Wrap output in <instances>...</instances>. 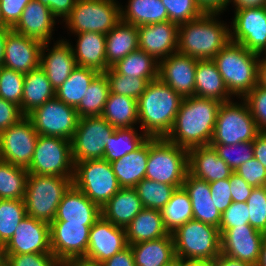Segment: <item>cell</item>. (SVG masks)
<instances>
[{
  "mask_svg": "<svg viewBox=\"0 0 266 266\" xmlns=\"http://www.w3.org/2000/svg\"><path fill=\"white\" fill-rule=\"evenodd\" d=\"M179 25L159 22L137 27L139 49L152 55L158 61L177 52Z\"/></svg>",
  "mask_w": 266,
  "mask_h": 266,
  "instance_id": "7402d4cb",
  "label": "cell"
},
{
  "mask_svg": "<svg viewBox=\"0 0 266 266\" xmlns=\"http://www.w3.org/2000/svg\"><path fill=\"white\" fill-rule=\"evenodd\" d=\"M121 7V21L137 27L169 20L161 0H129L125 9Z\"/></svg>",
  "mask_w": 266,
  "mask_h": 266,
  "instance_id": "8d00e7d4",
  "label": "cell"
},
{
  "mask_svg": "<svg viewBox=\"0 0 266 266\" xmlns=\"http://www.w3.org/2000/svg\"><path fill=\"white\" fill-rule=\"evenodd\" d=\"M27 169L0 159V199L24 200Z\"/></svg>",
  "mask_w": 266,
  "mask_h": 266,
  "instance_id": "7bdbcfd3",
  "label": "cell"
},
{
  "mask_svg": "<svg viewBox=\"0 0 266 266\" xmlns=\"http://www.w3.org/2000/svg\"><path fill=\"white\" fill-rule=\"evenodd\" d=\"M109 82L111 93L129 96L135 100L144 93L149 81L116 73L111 67L104 72Z\"/></svg>",
  "mask_w": 266,
  "mask_h": 266,
  "instance_id": "bcb514c9",
  "label": "cell"
},
{
  "mask_svg": "<svg viewBox=\"0 0 266 266\" xmlns=\"http://www.w3.org/2000/svg\"><path fill=\"white\" fill-rule=\"evenodd\" d=\"M116 0H76L64 20L73 34L97 32L107 34L121 21V5Z\"/></svg>",
  "mask_w": 266,
  "mask_h": 266,
  "instance_id": "30bf717a",
  "label": "cell"
},
{
  "mask_svg": "<svg viewBox=\"0 0 266 266\" xmlns=\"http://www.w3.org/2000/svg\"><path fill=\"white\" fill-rule=\"evenodd\" d=\"M135 266H164L176 258L172 234L130 245Z\"/></svg>",
  "mask_w": 266,
  "mask_h": 266,
  "instance_id": "d6a6232c",
  "label": "cell"
},
{
  "mask_svg": "<svg viewBox=\"0 0 266 266\" xmlns=\"http://www.w3.org/2000/svg\"><path fill=\"white\" fill-rule=\"evenodd\" d=\"M99 74L98 71L77 66L68 79L55 90V97L66 105L77 107L85 97V93L92 80Z\"/></svg>",
  "mask_w": 266,
  "mask_h": 266,
  "instance_id": "f35d334b",
  "label": "cell"
},
{
  "mask_svg": "<svg viewBox=\"0 0 266 266\" xmlns=\"http://www.w3.org/2000/svg\"><path fill=\"white\" fill-rule=\"evenodd\" d=\"M197 59L178 51L159 61V79L182 98L195 95Z\"/></svg>",
  "mask_w": 266,
  "mask_h": 266,
  "instance_id": "ffe728a7",
  "label": "cell"
},
{
  "mask_svg": "<svg viewBox=\"0 0 266 266\" xmlns=\"http://www.w3.org/2000/svg\"><path fill=\"white\" fill-rule=\"evenodd\" d=\"M27 215L24 200L0 199V244L5 245Z\"/></svg>",
  "mask_w": 266,
  "mask_h": 266,
  "instance_id": "f6af8a7d",
  "label": "cell"
},
{
  "mask_svg": "<svg viewBox=\"0 0 266 266\" xmlns=\"http://www.w3.org/2000/svg\"><path fill=\"white\" fill-rule=\"evenodd\" d=\"M188 173V150L165 137H149L145 178L180 188Z\"/></svg>",
  "mask_w": 266,
  "mask_h": 266,
  "instance_id": "8992f818",
  "label": "cell"
},
{
  "mask_svg": "<svg viewBox=\"0 0 266 266\" xmlns=\"http://www.w3.org/2000/svg\"><path fill=\"white\" fill-rule=\"evenodd\" d=\"M41 4L47 6L57 19L63 18V21L69 16L74 8L76 0H38Z\"/></svg>",
  "mask_w": 266,
  "mask_h": 266,
  "instance_id": "94428289",
  "label": "cell"
},
{
  "mask_svg": "<svg viewBox=\"0 0 266 266\" xmlns=\"http://www.w3.org/2000/svg\"><path fill=\"white\" fill-rule=\"evenodd\" d=\"M171 234L177 258L213 262L221 253L220 232L213 225L192 219Z\"/></svg>",
  "mask_w": 266,
  "mask_h": 266,
  "instance_id": "52a82bcc",
  "label": "cell"
},
{
  "mask_svg": "<svg viewBox=\"0 0 266 266\" xmlns=\"http://www.w3.org/2000/svg\"><path fill=\"white\" fill-rule=\"evenodd\" d=\"M111 68L124 76L144 78L149 82L159 77V61L140 49L117 61Z\"/></svg>",
  "mask_w": 266,
  "mask_h": 266,
  "instance_id": "74e56055",
  "label": "cell"
},
{
  "mask_svg": "<svg viewBox=\"0 0 266 266\" xmlns=\"http://www.w3.org/2000/svg\"><path fill=\"white\" fill-rule=\"evenodd\" d=\"M128 246L125 228L100 216L89 230L87 252L83 259L101 264Z\"/></svg>",
  "mask_w": 266,
  "mask_h": 266,
  "instance_id": "e0dca14e",
  "label": "cell"
},
{
  "mask_svg": "<svg viewBox=\"0 0 266 266\" xmlns=\"http://www.w3.org/2000/svg\"><path fill=\"white\" fill-rule=\"evenodd\" d=\"M134 189L144 208L161 210L177 188L174 185L143 178Z\"/></svg>",
  "mask_w": 266,
  "mask_h": 266,
  "instance_id": "ee69618b",
  "label": "cell"
},
{
  "mask_svg": "<svg viewBox=\"0 0 266 266\" xmlns=\"http://www.w3.org/2000/svg\"><path fill=\"white\" fill-rule=\"evenodd\" d=\"M101 116L115 129L135 127L139 122L137 100L109 92Z\"/></svg>",
  "mask_w": 266,
  "mask_h": 266,
  "instance_id": "d590c367",
  "label": "cell"
},
{
  "mask_svg": "<svg viewBox=\"0 0 266 266\" xmlns=\"http://www.w3.org/2000/svg\"><path fill=\"white\" fill-rule=\"evenodd\" d=\"M115 130L102 116L79 118L71 139L74 164L84 160L103 159L105 146Z\"/></svg>",
  "mask_w": 266,
  "mask_h": 266,
  "instance_id": "7c38bea8",
  "label": "cell"
},
{
  "mask_svg": "<svg viewBox=\"0 0 266 266\" xmlns=\"http://www.w3.org/2000/svg\"><path fill=\"white\" fill-rule=\"evenodd\" d=\"M260 56L230 41L212 59L232 96L242 99L258 85Z\"/></svg>",
  "mask_w": 266,
  "mask_h": 266,
  "instance_id": "277c9868",
  "label": "cell"
},
{
  "mask_svg": "<svg viewBox=\"0 0 266 266\" xmlns=\"http://www.w3.org/2000/svg\"><path fill=\"white\" fill-rule=\"evenodd\" d=\"M73 185V177L28 174L24 196L28 216L51 223L64 194Z\"/></svg>",
  "mask_w": 266,
  "mask_h": 266,
  "instance_id": "5b68a950",
  "label": "cell"
},
{
  "mask_svg": "<svg viewBox=\"0 0 266 266\" xmlns=\"http://www.w3.org/2000/svg\"><path fill=\"white\" fill-rule=\"evenodd\" d=\"M138 49V30L135 25L119 21L106 34V61L109 67Z\"/></svg>",
  "mask_w": 266,
  "mask_h": 266,
  "instance_id": "836d02e7",
  "label": "cell"
},
{
  "mask_svg": "<svg viewBox=\"0 0 266 266\" xmlns=\"http://www.w3.org/2000/svg\"><path fill=\"white\" fill-rule=\"evenodd\" d=\"M56 18L50 9L38 0H31L24 8L19 21L11 28L15 32L42 43L50 42Z\"/></svg>",
  "mask_w": 266,
  "mask_h": 266,
  "instance_id": "cb8c5ba5",
  "label": "cell"
},
{
  "mask_svg": "<svg viewBox=\"0 0 266 266\" xmlns=\"http://www.w3.org/2000/svg\"><path fill=\"white\" fill-rule=\"evenodd\" d=\"M71 141L61 137L38 136L27 171L46 176H74Z\"/></svg>",
  "mask_w": 266,
  "mask_h": 266,
  "instance_id": "8fae6325",
  "label": "cell"
},
{
  "mask_svg": "<svg viewBox=\"0 0 266 266\" xmlns=\"http://www.w3.org/2000/svg\"><path fill=\"white\" fill-rule=\"evenodd\" d=\"M0 26H7V25L3 22V17H2L1 9H0Z\"/></svg>",
  "mask_w": 266,
  "mask_h": 266,
  "instance_id": "2a66077c",
  "label": "cell"
},
{
  "mask_svg": "<svg viewBox=\"0 0 266 266\" xmlns=\"http://www.w3.org/2000/svg\"><path fill=\"white\" fill-rule=\"evenodd\" d=\"M136 128L116 129L105 146L104 160L113 162L138 149L149 137Z\"/></svg>",
  "mask_w": 266,
  "mask_h": 266,
  "instance_id": "60d3db41",
  "label": "cell"
},
{
  "mask_svg": "<svg viewBox=\"0 0 266 266\" xmlns=\"http://www.w3.org/2000/svg\"><path fill=\"white\" fill-rule=\"evenodd\" d=\"M182 187L191 200L193 219L219 228L221 212L212 200L209 183L187 173Z\"/></svg>",
  "mask_w": 266,
  "mask_h": 266,
  "instance_id": "4316f807",
  "label": "cell"
},
{
  "mask_svg": "<svg viewBox=\"0 0 266 266\" xmlns=\"http://www.w3.org/2000/svg\"><path fill=\"white\" fill-rule=\"evenodd\" d=\"M249 224L266 234V186L253 188L246 201Z\"/></svg>",
  "mask_w": 266,
  "mask_h": 266,
  "instance_id": "f907efd6",
  "label": "cell"
},
{
  "mask_svg": "<svg viewBox=\"0 0 266 266\" xmlns=\"http://www.w3.org/2000/svg\"><path fill=\"white\" fill-rule=\"evenodd\" d=\"M215 266H252L246 262H242L238 259L229 257L223 253L212 262Z\"/></svg>",
  "mask_w": 266,
  "mask_h": 266,
  "instance_id": "03108f58",
  "label": "cell"
},
{
  "mask_svg": "<svg viewBox=\"0 0 266 266\" xmlns=\"http://www.w3.org/2000/svg\"><path fill=\"white\" fill-rule=\"evenodd\" d=\"M234 172L254 188L266 186V168L256 158L241 164Z\"/></svg>",
  "mask_w": 266,
  "mask_h": 266,
  "instance_id": "11a10c76",
  "label": "cell"
},
{
  "mask_svg": "<svg viewBox=\"0 0 266 266\" xmlns=\"http://www.w3.org/2000/svg\"><path fill=\"white\" fill-rule=\"evenodd\" d=\"M259 57L258 64V85L266 89V55ZM261 58V59H260Z\"/></svg>",
  "mask_w": 266,
  "mask_h": 266,
  "instance_id": "a7ac6f4b",
  "label": "cell"
},
{
  "mask_svg": "<svg viewBox=\"0 0 266 266\" xmlns=\"http://www.w3.org/2000/svg\"><path fill=\"white\" fill-rule=\"evenodd\" d=\"M232 2L236 9L256 8L266 6V0H229L228 5Z\"/></svg>",
  "mask_w": 266,
  "mask_h": 266,
  "instance_id": "003e7915",
  "label": "cell"
},
{
  "mask_svg": "<svg viewBox=\"0 0 266 266\" xmlns=\"http://www.w3.org/2000/svg\"><path fill=\"white\" fill-rule=\"evenodd\" d=\"M221 253L256 266L265 233L251 225H242L219 230Z\"/></svg>",
  "mask_w": 266,
  "mask_h": 266,
  "instance_id": "ac0fdd59",
  "label": "cell"
},
{
  "mask_svg": "<svg viewBox=\"0 0 266 266\" xmlns=\"http://www.w3.org/2000/svg\"><path fill=\"white\" fill-rule=\"evenodd\" d=\"M254 158L266 168V131H261L253 140Z\"/></svg>",
  "mask_w": 266,
  "mask_h": 266,
  "instance_id": "be15d7a7",
  "label": "cell"
},
{
  "mask_svg": "<svg viewBox=\"0 0 266 266\" xmlns=\"http://www.w3.org/2000/svg\"><path fill=\"white\" fill-rule=\"evenodd\" d=\"M31 0H0L3 22L12 28L20 19L24 8Z\"/></svg>",
  "mask_w": 266,
  "mask_h": 266,
  "instance_id": "6f0895ef",
  "label": "cell"
},
{
  "mask_svg": "<svg viewBox=\"0 0 266 266\" xmlns=\"http://www.w3.org/2000/svg\"><path fill=\"white\" fill-rule=\"evenodd\" d=\"M195 96L214 99L219 102L231 101L221 74L212 59L198 60L195 73Z\"/></svg>",
  "mask_w": 266,
  "mask_h": 266,
  "instance_id": "4dcf8cb0",
  "label": "cell"
},
{
  "mask_svg": "<svg viewBox=\"0 0 266 266\" xmlns=\"http://www.w3.org/2000/svg\"><path fill=\"white\" fill-rule=\"evenodd\" d=\"M260 131H266V89L256 85L244 98Z\"/></svg>",
  "mask_w": 266,
  "mask_h": 266,
  "instance_id": "f5cc1de1",
  "label": "cell"
},
{
  "mask_svg": "<svg viewBox=\"0 0 266 266\" xmlns=\"http://www.w3.org/2000/svg\"><path fill=\"white\" fill-rule=\"evenodd\" d=\"M25 115L20 106L0 97V132L18 123Z\"/></svg>",
  "mask_w": 266,
  "mask_h": 266,
  "instance_id": "680465c9",
  "label": "cell"
},
{
  "mask_svg": "<svg viewBox=\"0 0 266 266\" xmlns=\"http://www.w3.org/2000/svg\"><path fill=\"white\" fill-rule=\"evenodd\" d=\"M218 156L235 171L241 164L254 158L253 141L241 142L232 145H210Z\"/></svg>",
  "mask_w": 266,
  "mask_h": 266,
  "instance_id": "681fc988",
  "label": "cell"
},
{
  "mask_svg": "<svg viewBox=\"0 0 266 266\" xmlns=\"http://www.w3.org/2000/svg\"><path fill=\"white\" fill-rule=\"evenodd\" d=\"M180 266H215L212 262L180 259Z\"/></svg>",
  "mask_w": 266,
  "mask_h": 266,
  "instance_id": "8c879c8a",
  "label": "cell"
},
{
  "mask_svg": "<svg viewBox=\"0 0 266 266\" xmlns=\"http://www.w3.org/2000/svg\"><path fill=\"white\" fill-rule=\"evenodd\" d=\"M129 245L156 240L169 234L163 223L161 210L143 208L125 227Z\"/></svg>",
  "mask_w": 266,
  "mask_h": 266,
  "instance_id": "1f68e13d",
  "label": "cell"
},
{
  "mask_svg": "<svg viewBox=\"0 0 266 266\" xmlns=\"http://www.w3.org/2000/svg\"><path fill=\"white\" fill-rule=\"evenodd\" d=\"M250 225L249 213L246 202H232L231 205L221 213L219 230H228L235 226Z\"/></svg>",
  "mask_w": 266,
  "mask_h": 266,
  "instance_id": "db71d44e",
  "label": "cell"
},
{
  "mask_svg": "<svg viewBox=\"0 0 266 266\" xmlns=\"http://www.w3.org/2000/svg\"><path fill=\"white\" fill-rule=\"evenodd\" d=\"M230 41L262 55L266 52V6L234 10ZM233 30V31H232Z\"/></svg>",
  "mask_w": 266,
  "mask_h": 266,
  "instance_id": "9a60e30c",
  "label": "cell"
},
{
  "mask_svg": "<svg viewBox=\"0 0 266 266\" xmlns=\"http://www.w3.org/2000/svg\"><path fill=\"white\" fill-rule=\"evenodd\" d=\"M204 12L222 13L228 6L229 0H196Z\"/></svg>",
  "mask_w": 266,
  "mask_h": 266,
  "instance_id": "e7e4bbea",
  "label": "cell"
},
{
  "mask_svg": "<svg viewBox=\"0 0 266 266\" xmlns=\"http://www.w3.org/2000/svg\"><path fill=\"white\" fill-rule=\"evenodd\" d=\"M40 67L46 73L53 88L57 90L77 67L71 43L61 39L54 43L51 49H49V42L43 43Z\"/></svg>",
  "mask_w": 266,
  "mask_h": 266,
  "instance_id": "603a6c76",
  "label": "cell"
},
{
  "mask_svg": "<svg viewBox=\"0 0 266 266\" xmlns=\"http://www.w3.org/2000/svg\"><path fill=\"white\" fill-rule=\"evenodd\" d=\"M256 266H266V235L261 245V251Z\"/></svg>",
  "mask_w": 266,
  "mask_h": 266,
  "instance_id": "753ad0ef",
  "label": "cell"
},
{
  "mask_svg": "<svg viewBox=\"0 0 266 266\" xmlns=\"http://www.w3.org/2000/svg\"><path fill=\"white\" fill-rule=\"evenodd\" d=\"M6 266H61L52 253L5 254Z\"/></svg>",
  "mask_w": 266,
  "mask_h": 266,
  "instance_id": "816d5d0a",
  "label": "cell"
},
{
  "mask_svg": "<svg viewBox=\"0 0 266 266\" xmlns=\"http://www.w3.org/2000/svg\"><path fill=\"white\" fill-rule=\"evenodd\" d=\"M43 43L11 29L5 41V57L2 66L26 74L40 66Z\"/></svg>",
  "mask_w": 266,
  "mask_h": 266,
  "instance_id": "44dd1931",
  "label": "cell"
},
{
  "mask_svg": "<svg viewBox=\"0 0 266 266\" xmlns=\"http://www.w3.org/2000/svg\"><path fill=\"white\" fill-rule=\"evenodd\" d=\"M163 223L169 233L193 219L192 204L183 187L177 188L168 203L161 209Z\"/></svg>",
  "mask_w": 266,
  "mask_h": 266,
  "instance_id": "ab89813d",
  "label": "cell"
},
{
  "mask_svg": "<svg viewBox=\"0 0 266 266\" xmlns=\"http://www.w3.org/2000/svg\"><path fill=\"white\" fill-rule=\"evenodd\" d=\"M73 185L100 208L121 189L110 162L104 159L76 162Z\"/></svg>",
  "mask_w": 266,
  "mask_h": 266,
  "instance_id": "9c48e42d",
  "label": "cell"
},
{
  "mask_svg": "<svg viewBox=\"0 0 266 266\" xmlns=\"http://www.w3.org/2000/svg\"><path fill=\"white\" fill-rule=\"evenodd\" d=\"M169 21L181 25L201 17L205 12L196 0H161Z\"/></svg>",
  "mask_w": 266,
  "mask_h": 266,
  "instance_id": "7dc6e473",
  "label": "cell"
},
{
  "mask_svg": "<svg viewBox=\"0 0 266 266\" xmlns=\"http://www.w3.org/2000/svg\"><path fill=\"white\" fill-rule=\"evenodd\" d=\"M101 266H135L134 255L129 245L101 263Z\"/></svg>",
  "mask_w": 266,
  "mask_h": 266,
  "instance_id": "6125c7cd",
  "label": "cell"
},
{
  "mask_svg": "<svg viewBox=\"0 0 266 266\" xmlns=\"http://www.w3.org/2000/svg\"><path fill=\"white\" fill-rule=\"evenodd\" d=\"M27 117L39 135L61 137L70 141L79 120L76 108L56 97L36 107Z\"/></svg>",
  "mask_w": 266,
  "mask_h": 266,
  "instance_id": "4fadbf2b",
  "label": "cell"
},
{
  "mask_svg": "<svg viewBox=\"0 0 266 266\" xmlns=\"http://www.w3.org/2000/svg\"><path fill=\"white\" fill-rule=\"evenodd\" d=\"M11 30L8 26H0V66H2L5 57V41L8 32Z\"/></svg>",
  "mask_w": 266,
  "mask_h": 266,
  "instance_id": "89a4df30",
  "label": "cell"
},
{
  "mask_svg": "<svg viewBox=\"0 0 266 266\" xmlns=\"http://www.w3.org/2000/svg\"><path fill=\"white\" fill-rule=\"evenodd\" d=\"M183 98L159 78L148 83L138 98L140 128L148 137H166L171 131Z\"/></svg>",
  "mask_w": 266,
  "mask_h": 266,
  "instance_id": "7a4b0ae2",
  "label": "cell"
},
{
  "mask_svg": "<svg viewBox=\"0 0 266 266\" xmlns=\"http://www.w3.org/2000/svg\"><path fill=\"white\" fill-rule=\"evenodd\" d=\"M211 197L217 209L223 213L233 202L229 178L209 183Z\"/></svg>",
  "mask_w": 266,
  "mask_h": 266,
  "instance_id": "9f6ffc18",
  "label": "cell"
},
{
  "mask_svg": "<svg viewBox=\"0 0 266 266\" xmlns=\"http://www.w3.org/2000/svg\"><path fill=\"white\" fill-rule=\"evenodd\" d=\"M92 226L84 223L52 221L50 223V245L52 254L62 263L85 257Z\"/></svg>",
  "mask_w": 266,
  "mask_h": 266,
  "instance_id": "2e32d148",
  "label": "cell"
},
{
  "mask_svg": "<svg viewBox=\"0 0 266 266\" xmlns=\"http://www.w3.org/2000/svg\"><path fill=\"white\" fill-rule=\"evenodd\" d=\"M109 82L104 73H99L90 83L85 97L76 107L79 118L101 116L109 95Z\"/></svg>",
  "mask_w": 266,
  "mask_h": 266,
  "instance_id": "b9f144b4",
  "label": "cell"
},
{
  "mask_svg": "<svg viewBox=\"0 0 266 266\" xmlns=\"http://www.w3.org/2000/svg\"><path fill=\"white\" fill-rule=\"evenodd\" d=\"M39 134L32 121L23 117L0 132V159L27 169L30 166Z\"/></svg>",
  "mask_w": 266,
  "mask_h": 266,
  "instance_id": "5bb4252c",
  "label": "cell"
},
{
  "mask_svg": "<svg viewBox=\"0 0 266 266\" xmlns=\"http://www.w3.org/2000/svg\"><path fill=\"white\" fill-rule=\"evenodd\" d=\"M233 202H246L254 187L245 182L236 172L229 177Z\"/></svg>",
  "mask_w": 266,
  "mask_h": 266,
  "instance_id": "91938a15",
  "label": "cell"
},
{
  "mask_svg": "<svg viewBox=\"0 0 266 266\" xmlns=\"http://www.w3.org/2000/svg\"><path fill=\"white\" fill-rule=\"evenodd\" d=\"M75 35L78 39L72 50L77 66L91 68L99 73L106 72L110 68L106 61V35L97 32Z\"/></svg>",
  "mask_w": 266,
  "mask_h": 266,
  "instance_id": "83f0119b",
  "label": "cell"
},
{
  "mask_svg": "<svg viewBox=\"0 0 266 266\" xmlns=\"http://www.w3.org/2000/svg\"><path fill=\"white\" fill-rule=\"evenodd\" d=\"M220 14L205 12L179 25L177 51L197 60L213 59L230 42L229 25L216 18Z\"/></svg>",
  "mask_w": 266,
  "mask_h": 266,
  "instance_id": "3957f363",
  "label": "cell"
},
{
  "mask_svg": "<svg viewBox=\"0 0 266 266\" xmlns=\"http://www.w3.org/2000/svg\"><path fill=\"white\" fill-rule=\"evenodd\" d=\"M5 254L52 253L50 224L26 215L4 245Z\"/></svg>",
  "mask_w": 266,
  "mask_h": 266,
  "instance_id": "d6986e66",
  "label": "cell"
},
{
  "mask_svg": "<svg viewBox=\"0 0 266 266\" xmlns=\"http://www.w3.org/2000/svg\"><path fill=\"white\" fill-rule=\"evenodd\" d=\"M54 97L55 89L40 66L25 74L21 99V111L25 116Z\"/></svg>",
  "mask_w": 266,
  "mask_h": 266,
  "instance_id": "e575fe53",
  "label": "cell"
},
{
  "mask_svg": "<svg viewBox=\"0 0 266 266\" xmlns=\"http://www.w3.org/2000/svg\"><path fill=\"white\" fill-rule=\"evenodd\" d=\"M5 264V251L4 245L0 244V266Z\"/></svg>",
  "mask_w": 266,
  "mask_h": 266,
  "instance_id": "34e18365",
  "label": "cell"
},
{
  "mask_svg": "<svg viewBox=\"0 0 266 266\" xmlns=\"http://www.w3.org/2000/svg\"><path fill=\"white\" fill-rule=\"evenodd\" d=\"M164 266H180V258L176 257L174 260Z\"/></svg>",
  "mask_w": 266,
  "mask_h": 266,
  "instance_id": "11e5206c",
  "label": "cell"
},
{
  "mask_svg": "<svg viewBox=\"0 0 266 266\" xmlns=\"http://www.w3.org/2000/svg\"><path fill=\"white\" fill-rule=\"evenodd\" d=\"M101 216V208L72 185L64 194L53 221L84 223L92 226Z\"/></svg>",
  "mask_w": 266,
  "mask_h": 266,
  "instance_id": "484cf974",
  "label": "cell"
},
{
  "mask_svg": "<svg viewBox=\"0 0 266 266\" xmlns=\"http://www.w3.org/2000/svg\"><path fill=\"white\" fill-rule=\"evenodd\" d=\"M143 208L134 188H121L101 208V216L114 225L125 228Z\"/></svg>",
  "mask_w": 266,
  "mask_h": 266,
  "instance_id": "f546056e",
  "label": "cell"
},
{
  "mask_svg": "<svg viewBox=\"0 0 266 266\" xmlns=\"http://www.w3.org/2000/svg\"><path fill=\"white\" fill-rule=\"evenodd\" d=\"M25 75L0 66V97L20 106Z\"/></svg>",
  "mask_w": 266,
  "mask_h": 266,
  "instance_id": "c3c4849f",
  "label": "cell"
},
{
  "mask_svg": "<svg viewBox=\"0 0 266 266\" xmlns=\"http://www.w3.org/2000/svg\"><path fill=\"white\" fill-rule=\"evenodd\" d=\"M149 138L135 151L111 162V166L121 188H134L147 170Z\"/></svg>",
  "mask_w": 266,
  "mask_h": 266,
  "instance_id": "f1b7e54d",
  "label": "cell"
},
{
  "mask_svg": "<svg viewBox=\"0 0 266 266\" xmlns=\"http://www.w3.org/2000/svg\"><path fill=\"white\" fill-rule=\"evenodd\" d=\"M242 100V104L233 100L221 103L209 145H232L253 141L261 132L249 105L243 98Z\"/></svg>",
  "mask_w": 266,
  "mask_h": 266,
  "instance_id": "ba28073f",
  "label": "cell"
},
{
  "mask_svg": "<svg viewBox=\"0 0 266 266\" xmlns=\"http://www.w3.org/2000/svg\"><path fill=\"white\" fill-rule=\"evenodd\" d=\"M61 266H101V264L90 262L82 258L64 261Z\"/></svg>",
  "mask_w": 266,
  "mask_h": 266,
  "instance_id": "2644e50d",
  "label": "cell"
},
{
  "mask_svg": "<svg viewBox=\"0 0 266 266\" xmlns=\"http://www.w3.org/2000/svg\"><path fill=\"white\" fill-rule=\"evenodd\" d=\"M221 102L198 96L183 98L168 141L186 148L210 144Z\"/></svg>",
  "mask_w": 266,
  "mask_h": 266,
  "instance_id": "6da1fadb",
  "label": "cell"
},
{
  "mask_svg": "<svg viewBox=\"0 0 266 266\" xmlns=\"http://www.w3.org/2000/svg\"><path fill=\"white\" fill-rule=\"evenodd\" d=\"M233 172L212 146H197L188 149V173L193 177L210 183L227 179Z\"/></svg>",
  "mask_w": 266,
  "mask_h": 266,
  "instance_id": "d4e9b609",
  "label": "cell"
}]
</instances>
